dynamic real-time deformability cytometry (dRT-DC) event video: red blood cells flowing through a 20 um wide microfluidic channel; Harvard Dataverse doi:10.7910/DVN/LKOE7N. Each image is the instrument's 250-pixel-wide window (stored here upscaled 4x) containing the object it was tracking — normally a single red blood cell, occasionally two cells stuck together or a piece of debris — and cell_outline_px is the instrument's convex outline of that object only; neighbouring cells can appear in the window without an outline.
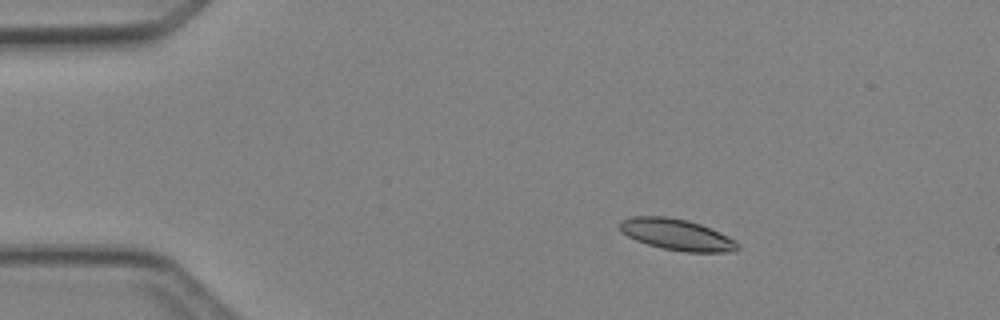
{"species": "Egyptian fruit bat (a non-hibernating species)", "species_latin": "Rousettus aegyptiacus", "temperature_condition": "cold", "stored_images_in_passage": 6, "camera_frame_rate_fps": 3000, "um_per_image_px": 0.085, "animal": {"sex": "female"}, "frame": {"image": 1, "passage_image": 2, "time_ms": 1.333, "image_size_px": [1000, 320], "cell_outline_px": [[740, 248], [736, 252], [684, 252], [664, 248], [648, 244], [636, 240], [620, 232], [620, 224], [624, 220], [632, 216], [668, 216], [688, 220], [700, 224], [736, 240], [740, 244]], "centroid_in_image_um": [57.57, 19.95], "position_along_channel_um": 27.4, "area_um2": 21.44}}
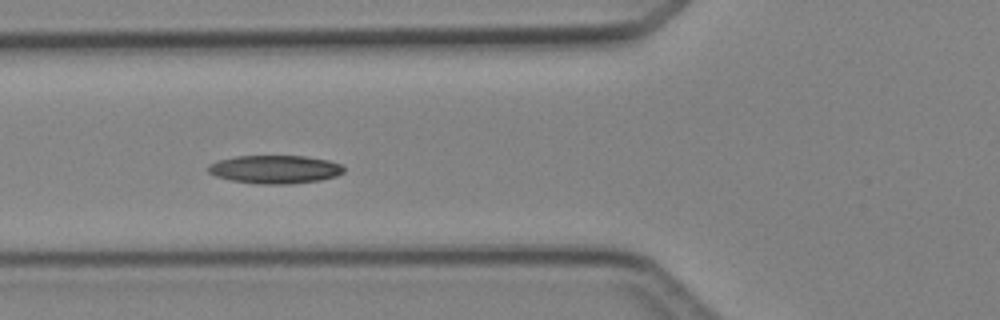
{"frame": {"image": 2, "passage_image": 5, "time_ms": 4.667, "image_size_px": [1000, 320], "cell_outline_px": [[344, 172], [336, 176], [320, 180], [288, 184], [256, 184], [232, 180], [216, 176], [208, 172], [208, 164], [216, 160], [236, 156], [304, 156], [328, 160], [340, 164], [344, 168]], "centroid_in_image_um": [23.35, 14.39], "position_along_channel_um": 102.5, "area_um2": 22.37}}
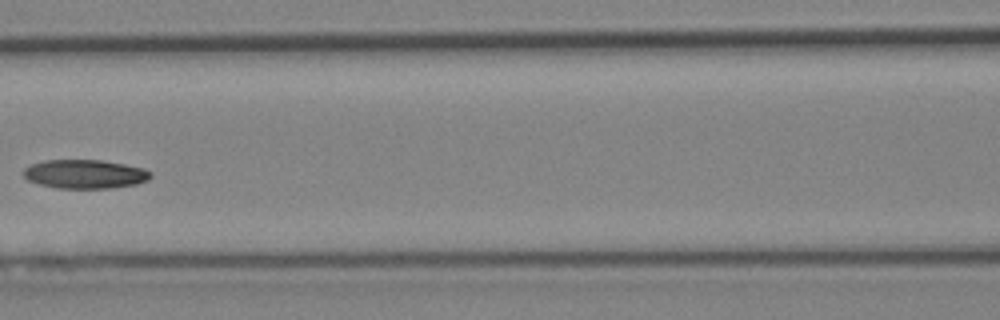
{"frame": {"image": 3, "passage_image": 6, "time_ms": 6.0, "image_size_px": [1000, 320], "cell_outline_px": [[152, 176], [148, 180], [136, 184], [112, 188], [56, 188], [40, 184], [28, 180], [24, 176], [24, 168], [32, 164], [44, 160], [104, 160], [144, 168], [152, 172]], "centroid_in_image_um": [7.25, 14.79], "position_along_channel_um": 159.4, "area_um2": 21.44}}